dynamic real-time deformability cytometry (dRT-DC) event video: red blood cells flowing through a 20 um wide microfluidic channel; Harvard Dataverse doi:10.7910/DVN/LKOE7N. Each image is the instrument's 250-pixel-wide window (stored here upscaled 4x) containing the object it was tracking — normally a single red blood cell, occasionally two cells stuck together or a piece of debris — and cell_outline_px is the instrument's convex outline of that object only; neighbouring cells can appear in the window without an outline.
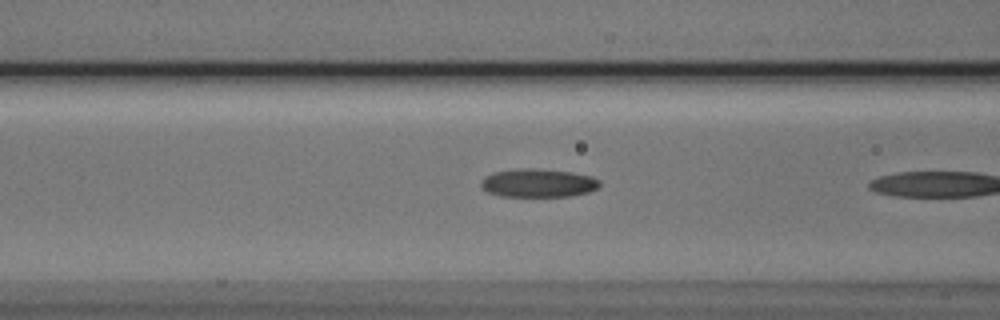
{"species": "Egyptian fruit bat (a non-hibernating species)", "species_latin": "Rousettus aegyptiacus", "temperature_condition": "cold", "stored_images_in_passage": 7, "camera_frame_rate_fps": 3000, "um_per_image_px": 0.085, "animal": {"sex": "male"}, "frame": {"image": 1, "passage_image": 6, "time_ms": 1.667, "image_size_px": [1000, 320], "cell_outline_px": [[600, 184], [596, 188], [588, 192], [572, 196], [500, 196], [488, 192], [480, 184], [480, 180], [484, 176], [492, 172], [520, 168], [532, 168], [572, 172], [592, 176], [600, 180]], "centroid_in_image_um": [45.73, 15.55], "position_along_channel_um": 120.9, "area_um2": 19.71}}